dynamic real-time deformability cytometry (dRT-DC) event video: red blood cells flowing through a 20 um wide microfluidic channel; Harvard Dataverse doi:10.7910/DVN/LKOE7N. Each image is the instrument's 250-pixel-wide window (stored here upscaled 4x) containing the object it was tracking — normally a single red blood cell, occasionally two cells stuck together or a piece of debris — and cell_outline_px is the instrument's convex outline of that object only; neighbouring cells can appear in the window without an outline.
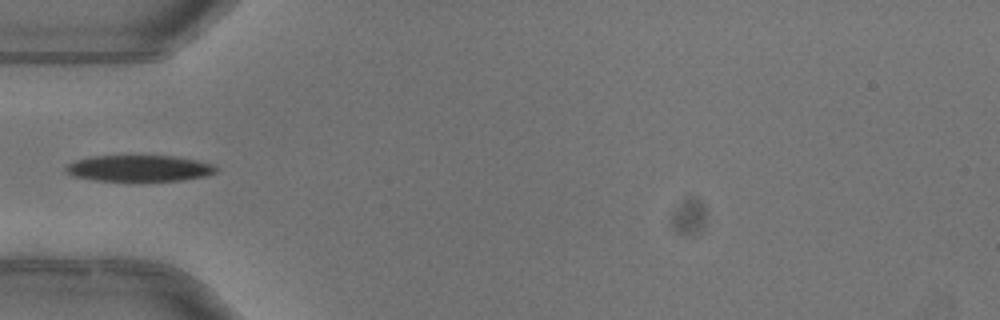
{"species": "common noctule bat (a hibernating species)", "species_latin": "Nyctalus noctula", "temperature_condition": "warm", "stored_images_in_passage": 6, "camera_frame_rate_fps": 3000, "um_per_image_px": 0.085, "animal": {"sex": "female"}, "frame": {"image": 1, "passage_image": 5, "time_ms": 1.333, "image_size_px": [1000, 320], "cell_outline_px": [[216, 172], [208, 176], [180, 180], [140, 184], [96, 180], [72, 176], [64, 172], [64, 168], [68, 164], [76, 160], [92, 156], [172, 156], [196, 160], [212, 164], [216, 168]], "centroid_in_image_um": [11.8, 14.36], "position_along_channel_um": 73.2, "area_um2": 23.93}}